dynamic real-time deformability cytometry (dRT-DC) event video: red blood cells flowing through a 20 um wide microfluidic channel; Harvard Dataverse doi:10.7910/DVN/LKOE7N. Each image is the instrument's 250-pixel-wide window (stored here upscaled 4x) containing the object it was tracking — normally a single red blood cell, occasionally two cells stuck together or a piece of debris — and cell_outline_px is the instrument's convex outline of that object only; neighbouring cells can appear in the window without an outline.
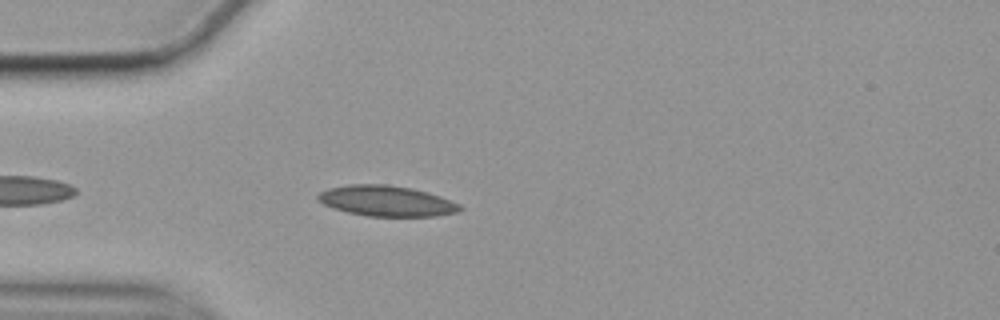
{"species": "common noctule bat (a hibernating species)", "species_latin": "Nyctalus noctula", "temperature_condition": "cold", "stored_images_in_passage": 40, "camera_frame_rate_fps": 3000, "um_per_image_px": 0.085, "animal": {"sex": "female", "body_mass_g": 19.9}, "frame": {"image": 1, "passage_image": 5, "time_ms": 1.333, "image_size_px": [1000, 320], "cell_outline_px": [[464, 208], [456, 212], [436, 216], [368, 216], [348, 212], [332, 208], [316, 200], [316, 196], [320, 192], [328, 188], [348, 184], [388, 184], [412, 188], [440, 196], [460, 204]], "centroid_in_image_um": [32.83, 17.07], "position_along_channel_um": 52.2, "area_um2": 25.37}}
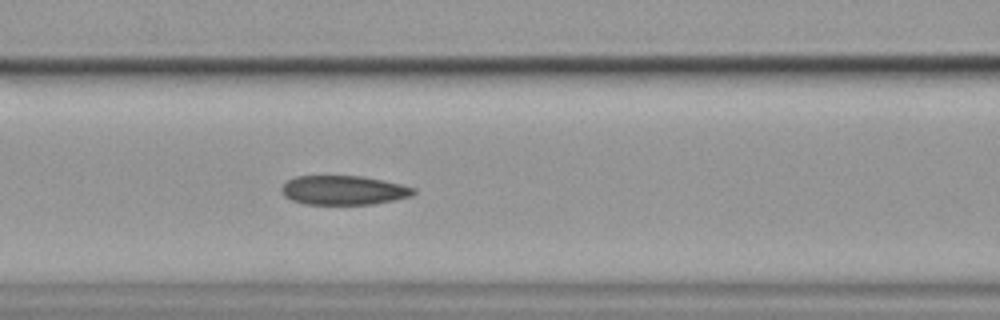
{"frame": {"image": 2, "passage_image": 13, "time_ms": 4.0, "image_size_px": [1000, 320], "cell_outline_px": [[416, 192], [412, 196], [372, 204], [304, 204], [292, 200], [284, 196], [280, 188], [288, 180], [296, 176], [360, 176], [400, 184], [416, 188]], "centroid_in_image_um": [29.19, 16.17], "position_along_channel_um": 137.4, "area_um2": 22.31}}
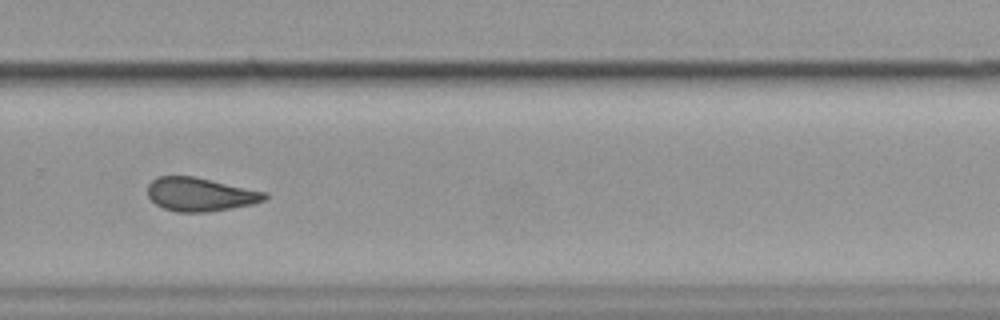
{"frame": {"image": 3, "passage_image": 28, "time_ms": 9.0, "image_size_px": [1000, 320], "cell_outline_px": [[268, 196], [264, 200], [252, 204], [232, 208], [208, 212], [176, 212], [164, 208], [156, 204], [148, 196], [148, 184], [156, 176], [192, 176], [264, 192]], "centroid_in_image_um": [16.96, 16.53], "position_along_channel_um": 312.8, "area_um2": 22.6}, "authors_computed_cell_mechanics": {"area_um2": 22.831, "velocity_mm_per_s": 3.5275, "shape_relaxation_time_tau1_ms": null, "shape_relaxation_time_tau2_ms": 4.4359, "deformation_change_tau1": null, "deformation_change_tau2": 0.1121}}